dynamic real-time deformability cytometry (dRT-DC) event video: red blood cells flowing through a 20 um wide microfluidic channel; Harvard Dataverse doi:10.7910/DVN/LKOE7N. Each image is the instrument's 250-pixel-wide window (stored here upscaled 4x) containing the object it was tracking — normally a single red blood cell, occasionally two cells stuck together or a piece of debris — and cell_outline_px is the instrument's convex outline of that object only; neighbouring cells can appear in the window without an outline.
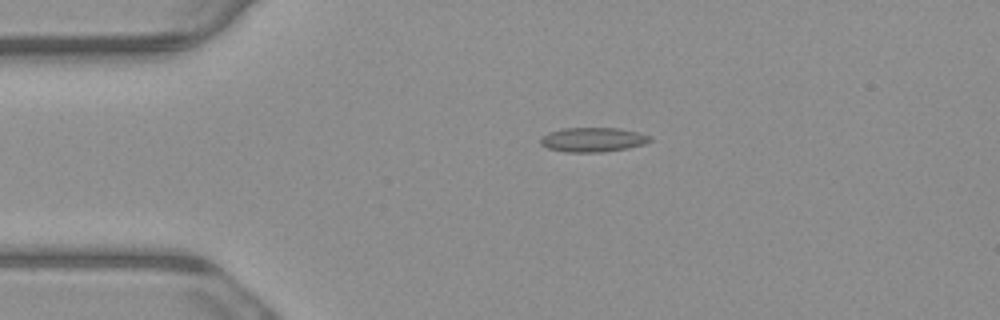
{"species": "common noctule bat (a hibernating species)", "species_latin": "Nyctalus noctula", "temperature_condition": "warm", "stored_images_in_passage": 6, "camera_frame_rate_fps": 3000, "um_per_image_px": 0.085, "animal": {"sex": "male", "body_mass_g": 23.1, "forearm_length_mm": 52.7}, "frame": {"image": 1, "passage_image": 6, "time_ms": 1.667, "image_size_px": [1000, 320], "cell_outline_px": [[652, 140], [644, 144], [628, 148], [604, 152], [564, 152], [548, 148], [540, 144], [540, 140], [548, 132], [564, 128], [620, 128], [640, 132], [652, 136]], "centroid_in_image_um": [50.43, 11.87], "position_along_channel_um": 34.6, "area_um2": 15.72}}